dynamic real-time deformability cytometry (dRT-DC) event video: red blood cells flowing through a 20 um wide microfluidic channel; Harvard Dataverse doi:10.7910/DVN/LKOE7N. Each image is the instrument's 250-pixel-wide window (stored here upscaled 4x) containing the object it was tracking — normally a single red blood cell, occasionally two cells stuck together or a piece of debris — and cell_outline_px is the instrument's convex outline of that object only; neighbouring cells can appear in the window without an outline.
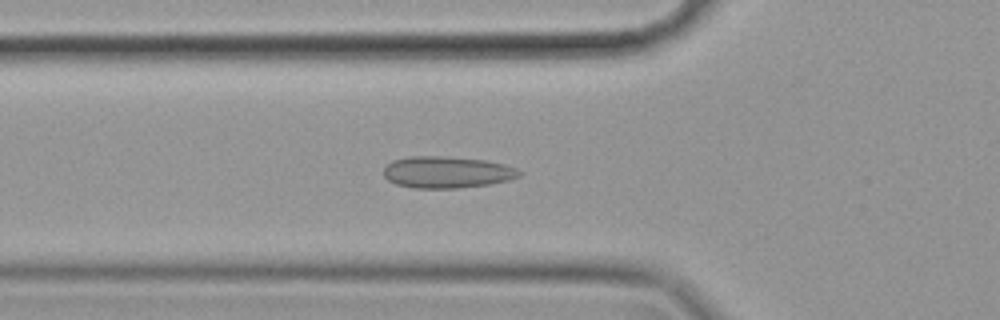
{"species": "common noctule bat (a hibernating species)", "species_latin": "Nyctalus noctula", "temperature_condition": "cold", "stored_images_in_passage": 57, "camera_frame_rate_fps": 3000, "um_per_image_px": 0.085, "animal": {"sex": "female", "body_mass_g": 19.9}, "frame": {"image": 1, "passage_image": 20, "time_ms": 6.333, "image_size_px": [1000, 320], "cell_outline_px": [[520, 176], [508, 180], [488, 184], [456, 188], [416, 188], [396, 184], [388, 180], [384, 176], [384, 168], [392, 160], [408, 156], [448, 156], [484, 160], [504, 164], [516, 168], [520, 172]], "centroid_in_image_um": [37.96, 14.62], "position_along_channel_um": 87.8, "area_um2": 24.97}}
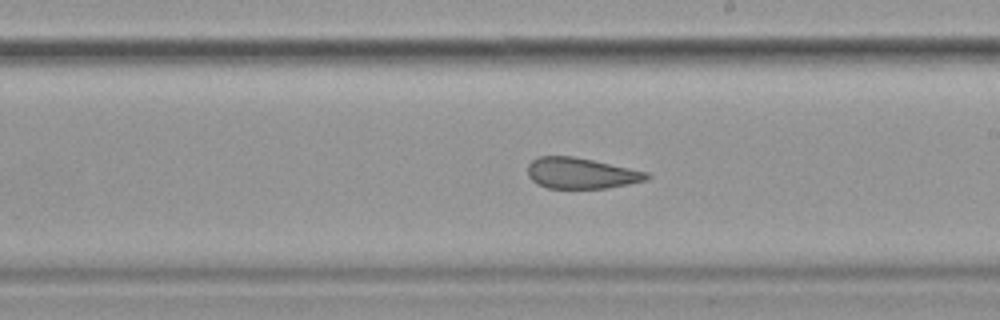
{"frame": {"image": 2, "passage_image": 33, "time_ms": 10.667, "image_size_px": [1000, 320], "cell_outline_px": [[652, 176], [648, 180], [608, 188], [548, 188], [536, 184], [528, 176], [528, 164], [532, 160], [540, 156], [572, 156], [592, 160], [648, 172]], "centroid_in_image_um": [49.4, 14.73], "position_along_channel_um": 239.6, "area_um2": 21.44}}
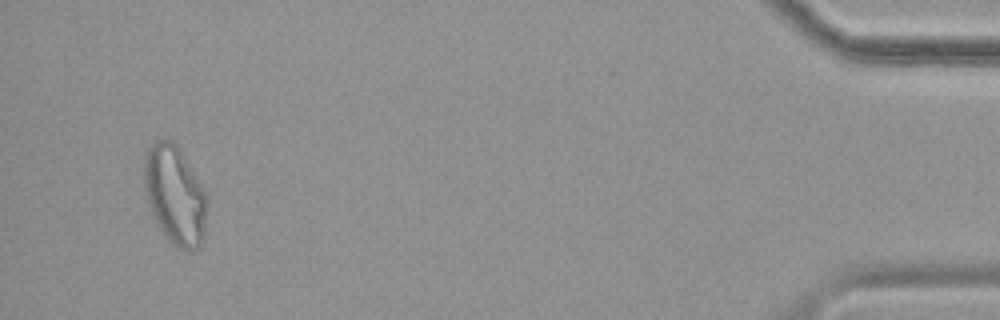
{"frame": {"image": 3, "passage_image": 55, "time_ms": 18.0, "image_size_px": [1000, 320], "cell_outline_px": [[208, 196], [204, 232], [200, 244], [196, 248], [188, 252], [180, 248], [168, 240], [160, 228], [152, 212], [144, 188], [144, 156], [148, 148], [152, 144], [160, 140], [172, 140], [180, 148]], "centroid_in_image_um": [14.88, 16.56], "position_along_channel_um": 420.3, "area_um2": 35.95}, "authors_computed_cell_mechanics": {"area_um2": 25.2586, "velocity_mm_per_s": 3.5045, "shape_relaxation_time_tau1_ms": null, "shape_relaxation_time_tau2_ms": 1.8441, "deformation_change_tau1": null, "deformation_change_tau2": 0.0771}}